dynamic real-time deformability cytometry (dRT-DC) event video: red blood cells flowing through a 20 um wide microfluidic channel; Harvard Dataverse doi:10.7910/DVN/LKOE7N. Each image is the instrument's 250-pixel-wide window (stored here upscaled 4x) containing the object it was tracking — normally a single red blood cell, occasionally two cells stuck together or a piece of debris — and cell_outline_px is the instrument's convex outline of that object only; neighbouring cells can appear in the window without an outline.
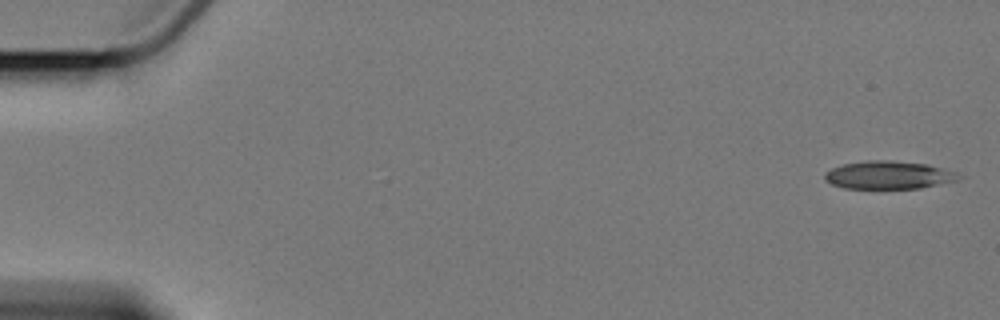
{"species": "Egyptian fruit bat (a non-hibernating species)", "species_latin": "Rousettus aegyptiacus", "temperature_condition": "cold", "stored_images_in_passage": 9, "camera_frame_rate_fps": 3000, "um_per_image_px": 0.085, "animal": {"sex": "female"}, "frame": {"image": 1, "passage_image": 1, "time_ms": 0.0, "image_size_px": [1000, 320], "cell_outline_px": [[968, 176], [960, 180], [920, 188], [844, 188], [832, 184], [824, 180], [824, 172], [832, 168], [844, 164], [868, 160], [892, 160], [924, 164], [960, 172]], "centroid_in_image_um": [75.61, 14.88], "position_along_channel_um": 9.4, "area_um2": 22.08}}
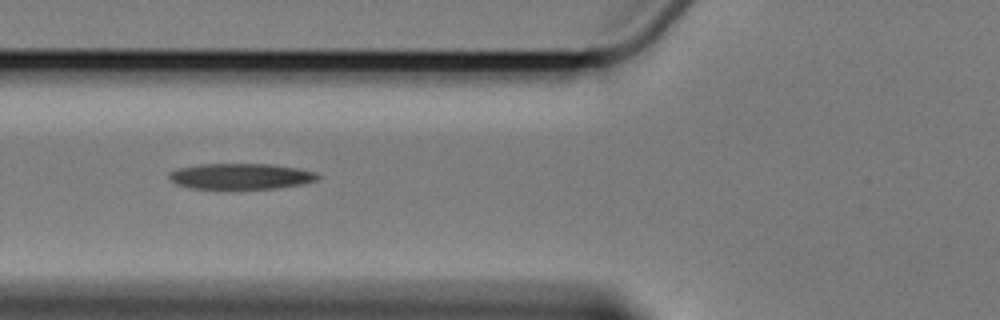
{"frame": {"image": 2, "passage_image": 7, "time_ms": 7.0, "image_size_px": [1000, 320], "cell_outline_px": [[320, 176], [316, 180], [300, 184], [276, 188], [232, 192], [228, 192], [192, 188], [176, 184], [168, 176], [172, 172], [180, 168], [200, 164], [268, 164], [296, 168], [316, 172]], "centroid_in_image_um": [20.44, 15.04], "position_along_channel_um": 105.4, "area_um2": 23.12}}
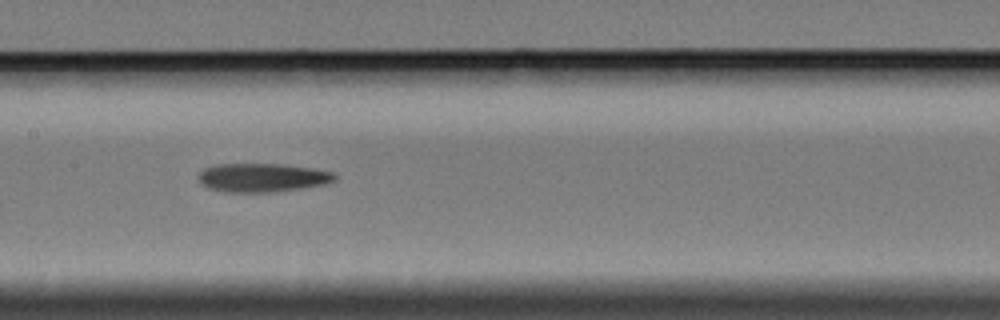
{"frame": {"image": 3, "passage_image": 9, "time_ms": 9.333, "image_size_px": [1000, 320], "cell_outline_px": [[336, 180], [324, 184], [276, 192], [228, 192], [208, 188], [196, 176], [204, 168], [216, 164], [280, 164], [312, 168], [332, 172], [336, 176]], "centroid_in_image_um": [22.28, 15.09], "position_along_channel_um": 185.1, "area_um2": 22.66}}